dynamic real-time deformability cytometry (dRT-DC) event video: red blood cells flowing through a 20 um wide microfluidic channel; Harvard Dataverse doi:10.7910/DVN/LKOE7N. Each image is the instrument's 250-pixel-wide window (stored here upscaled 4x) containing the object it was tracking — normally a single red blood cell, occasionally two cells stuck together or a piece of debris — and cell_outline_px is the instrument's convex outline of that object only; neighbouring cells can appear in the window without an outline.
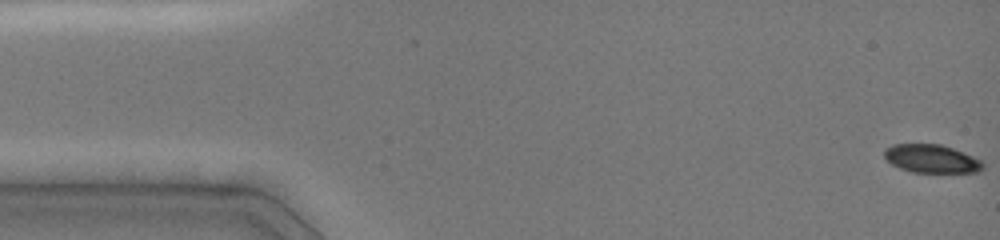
{"species": "common noctule bat (a hibernating species)", "species_latin": "Nyctalus noctula", "temperature_condition": "cold", "stored_images_in_passage": 78, "camera_frame_rate_fps": 3000, "um_per_image_px": 0.085, "animal": {"sex": "female", "body_mass_g": 19.0, "forearm_length_mm": 51.5}, "frame": {"image": 1, "passage_image": 1, "time_ms": 0.0, "image_size_px": [1000, 240], "cell_outline_px": [[984, 168], [976, 172], [912, 172], [900, 168], [892, 164], [884, 156], [884, 148], [892, 144], [940, 144], [964, 152], [984, 160]], "centroid_in_image_um": [79.2, 13.48], "position_along_channel_um": 5.8, "area_um2": 16.36}}
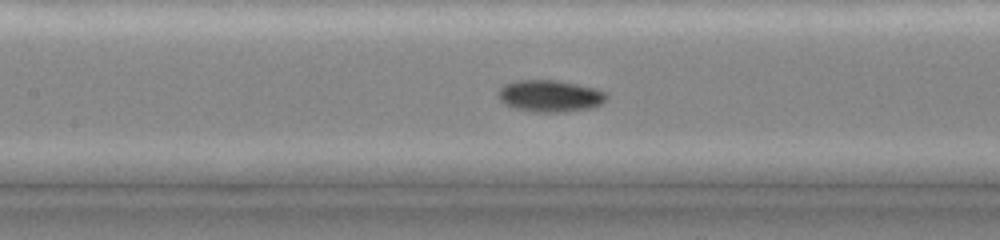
{"frame": {"image": 2, "passage_image": 34, "time_ms": 7.0, "image_size_px": [1000, 240], "cell_outline_px": [[608, 96], [600, 104], [592, 108], [564, 112], [536, 112], [516, 108], [504, 104], [500, 100], [500, 88], [504, 84], [512, 80], [556, 80], [576, 84], [608, 92]], "centroid_in_image_um": [46.75, 8.15], "position_along_channel_um": 160.6, "area_um2": 20.0}}
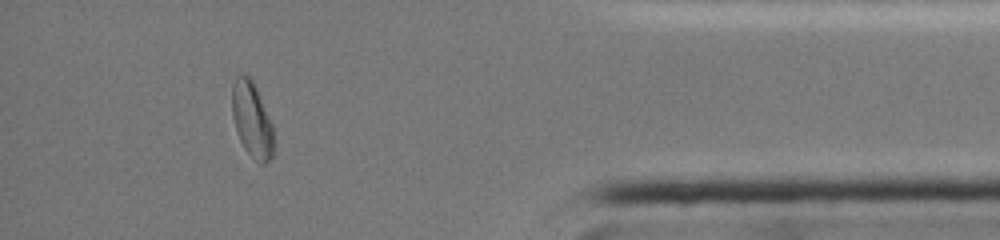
{"frame": {"image": 3, "passage_image": 68, "time_ms": 14.0, "image_size_px": [1000, 240], "cell_outline_px": [[272, 156], [264, 164], [260, 164], [244, 148], [240, 140], [232, 116], [232, 84], [236, 76], [248, 76], [252, 80], [256, 88], [272, 124]], "centroid_in_image_um": [21.39, 10.17], "position_along_channel_um": 413.8, "area_um2": 17.74}, "authors_computed_cell_mechanics": {"area_um2": 18.5249, "velocity_mm_per_s": 4.0201, "shape_relaxation_time_tau1_ms": 3.3163, "shape_relaxation_time_tau2_ms": null, "deformation_change_tau1": 0.1072, "deformation_change_tau2": null}}